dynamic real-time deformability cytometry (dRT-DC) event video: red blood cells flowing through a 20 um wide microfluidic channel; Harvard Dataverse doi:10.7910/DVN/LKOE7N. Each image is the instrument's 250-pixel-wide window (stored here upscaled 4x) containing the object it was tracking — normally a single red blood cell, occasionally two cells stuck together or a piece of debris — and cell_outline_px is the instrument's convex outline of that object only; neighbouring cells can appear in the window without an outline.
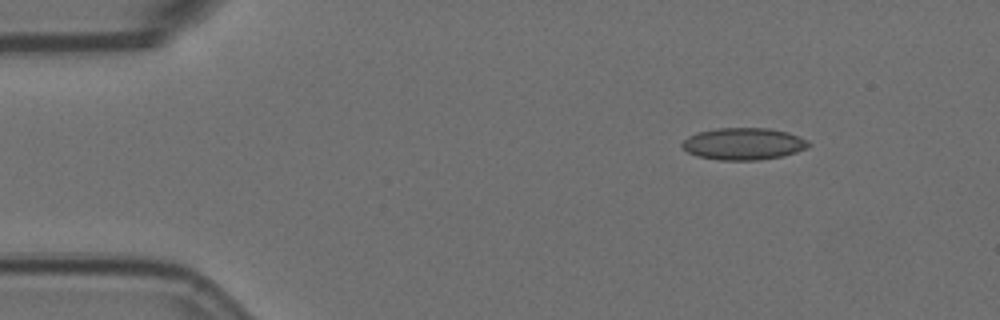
{"species": "Egyptian fruit bat (a non-hibernating species)", "species_latin": "Rousettus aegyptiacus", "temperature_condition": "room temperature", "stored_images_in_passage": 4, "camera_frame_rate_fps": 3000, "um_per_image_px": 0.085, "animal": {"sex": "female"}, "frame": {"image": 1, "passage_image": 1, "time_ms": 0.0, "image_size_px": [1000, 320], "cell_outline_px": [[812, 144], [808, 148], [784, 156], [756, 160], [720, 160], [696, 156], [688, 152], [680, 144], [688, 136], [696, 132], [716, 128], [768, 128], [788, 132], [808, 140]], "centroid_in_image_um": [63.21, 12.22], "position_along_channel_um": 21.8, "area_um2": 23.76}}
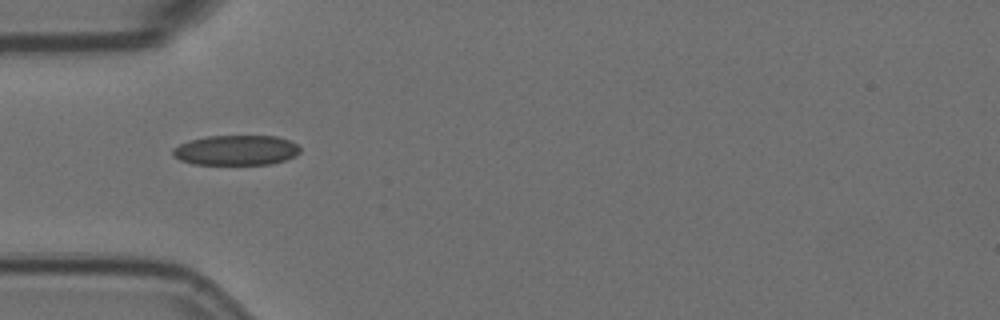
{"frame": {"image": 2, "passage_image": 4, "time_ms": 1.0, "image_size_px": [1000, 320], "cell_outline_px": [[300, 152], [284, 160], [272, 164], [192, 164], [180, 160], [172, 156], [172, 148], [188, 140], [208, 136], [276, 136], [288, 140], [296, 144], [300, 148]], "centroid_in_image_um": [20.02, 12.77], "position_along_channel_um": 65.0, "area_um2": 22.25}}